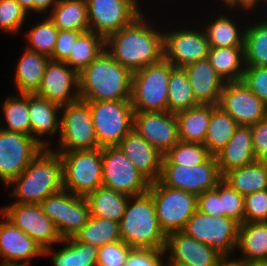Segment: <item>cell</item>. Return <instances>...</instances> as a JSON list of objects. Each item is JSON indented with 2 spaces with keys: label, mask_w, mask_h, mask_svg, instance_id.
Masks as SVG:
<instances>
[{
  "label": "cell",
  "mask_w": 267,
  "mask_h": 266,
  "mask_svg": "<svg viewBox=\"0 0 267 266\" xmlns=\"http://www.w3.org/2000/svg\"><path fill=\"white\" fill-rule=\"evenodd\" d=\"M147 16L140 15L132 24L105 39V50L134 73L164 58V29L153 28Z\"/></svg>",
  "instance_id": "6da1fadb"
},
{
  "label": "cell",
  "mask_w": 267,
  "mask_h": 266,
  "mask_svg": "<svg viewBox=\"0 0 267 266\" xmlns=\"http://www.w3.org/2000/svg\"><path fill=\"white\" fill-rule=\"evenodd\" d=\"M132 73L106 51L79 73L83 101L131 100Z\"/></svg>",
  "instance_id": "7a4b0ae2"
},
{
  "label": "cell",
  "mask_w": 267,
  "mask_h": 266,
  "mask_svg": "<svg viewBox=\"0 0 267 266\" xmlns=\"http://www.w3.org/2000/svg\"><path fill=\"white\" fill-rule=\"evenodd\" d=\"M9 186H14L13 203L40 204L46 197L63 189L62 161L51 148L43 150Z\"/></svg>",
  "instance_id": "3957f363"
},
{
  "label": "cell",
  "mask_w": 267,
  "mask_h": 266,
  "mask_svg": "<svg viewBox=\"0 0 267 266\" xmlns=\"http://www.w3.org/2000/svg\"><path fill=\"white\" fill-rule=\"evenodd\" d=\"M119 229L121 241L131 248L158 250L165 247L166 235L159 226L155 204L148 191L129 198Z\"/></svg>",
  "instance_id": "277c9868"
},
{
  "label": "cell",
  "mask_w": 267,
  "mask_h": 266,
  "mask_svg": "<svg viewBox=\"0 0 267 266\" xmlns=\"http://www.w3.org/2000/svg\"><path fill=\"white\" fill-rule=\"evenodd\" d=\"M171 63L164 58L132 73L131 104L134 112L168 111Z\"/></svg>",
  "instance_id": "5b68a950"
},
{
  "label": "cell",
  "mask_w": 267,
  "mask_h": 266,
  "mask_svg": "<svg viewBox=\"0 0 267 266\" xmlns=\"http://www.w3.org/2000/svg\"><path fill=\"white\" fill-rule=\"evenodd\" d=\"M55 152L62 161L63 189L86 197L102 186V148Z\"/></svg>",
  "instance_id": "8992f818"
},
{
  "label": "cell",
  "mask_w": 267,
  "mask_h": 266,
  "mask_svg": "<svg viewBox=\"0 0 267 266\" xmlns=\"http://www.w3.org/2000/svg\"><path fill=\"white\" fill-rule=\"evenodd\" d=\"M148 192L154 201L158 223L164 234L183 231L197 210V196L164 186L159 181L150 182Z\"/></svg>",
  "instance_id": "52a82bcc"
},
{
  "label": "cell",
  "mask_w": 267,
  "mask_h": 266,
  "mask_svg": "<svg viewBox=\"0 0 267 266\" xmlns=\"http://www.w3.org/2000/svg\"><path fill=\"white\" fill-rule=\"evenodd\" d=\"M87 102L100 148L117 146L133 129L131 100Z\"/></svg>",
  "instance_id": "ba28073f"
},
{
  "label": "cell",
  "mask_w": 267,
  "mask_h": 266,
  "mask_svg": "<svg viewBox=\"0 0 267 266\" xmlns=\"http://www.w3.org/2000/svg\"><path fill=\"white\" fill-rule=\"evenodd\" d=\"M63 111V112H62ZM60 143L54 151L92 150L100 148L89 103L81 99L61 106Z\"/></svg>",
  "instance_id": "9c48e42d"
},
{
  "label": "cell",
  "mask_w": 267,
  "mask_h": 266,
  "mask_svg": "<svg viewBox=\"0 0 267 266\" xmlns=\"http://www.w3.org/2000/svg\"><path fill=\"white\" fill-rule=\"evenodd\" d=\"M239 225L232 218L213 217L196 210L182 232L209 245L224 258H231V253L236 252Z\"/></svg>",
  "instance_id": "30bf717a"
},
{
  "label": "cell",
  "mask_w": 267,
  "mask_h": 266,
  "mask_svg": "<svg viewBox=\"0 0 267 266\" xmlns=\"http://www.w3.org/2000/svg\"><path fill=\"white\" fill-rule=\"evenodd\" d=\"M102 186L131 197L146 193L150 181L118 146H107L102 147Z\"/></svg>",
  "instance_id": "8fae6325"
},
{
  "label": "cell",
  "mask_w": 267,
  "mask_h": 266,
  "mask_svg": "<svg viewBox=\"0 0 267 266\" xmlns=\"http://www.w3.org/2000/svg\"><path fill=\"white\" fill-rule=\"evenodd\" d=\"M217 159L211 156L206 162L186 167L179 164H162L159 182L167 187L192 193L196 196L214 189L222 180Z\"/></svg>",
  "instance_id": "7c38bea8"
},
{
  "label": "cell",
  "mask_w": 267,
  "mask_h": 266,
  "mask_svg": "<svg viewBox=\"0 0 267 266\" xmlns=\"http://www.w3.org/2000/svg\"><path fill=\"white\" fill-rule=\"evenodd\" d=\"M90 31L106 39L144 14L138 0H86Z\"/></svg>",
  "instance_id": "4fadbf2b"
},
{
  "label": "cell",
  "mask_w": 267,
  "mask_h": 266,
  "mask_svg": "<svg viewBox=\"0 0 267 266\" xmlns=\"http://www.w3.org/2000/svg\"><path fill=\"white\" fill-rule=\"evenodd\" d=\"M42 150L31 136L0 128V180L8 185Z\"/></svg>",
  "instance_id": "5bb4252c"
},
{
  "label": "cell",
  "mask_w": 267,
  "mask_h": 266,
  "mask_svg": "<svg viewBox=\"0 0 267 266\" xmlns=\"http://www.w3.org/2000/svg\"><path fill=\"white\" fill-rule=\"evenodd\" d=\"M1 209L0 213L7 220L36 241L43 250L61 243L62 238L54 223L43 213L40 204L13 203Z\"/></svg>",
  "instance_id": "9a60e30c"
},
{
  "label": "cell",
  "mask_w": 267,
  "mask_h": 266,
  "mask_svg": "<svg viewBox=\"0 0 267 266\" xmlns=\"http://www.w3.org/2000/svg\"><path fill=\"white\" fill-rule=\"evenodd\" d=\"M184 27L185 29L177 28L172 32L164 30V59L174 67L184 68L208 58L210 45L204 28L193 30Z\"/></svg>",
  "instance_id": "2e32d148"
},
{
  "label": "cell",
  "mask_w": 267,
  "mask_h": 266,
  "mask_svg": "<svg viewBox=\"0 0 267 266\" xmlns=\"http://www.w3.org/2000/svg\"><path fill=\"white\" fill-rule=\"evenodd\" d=\"M238 125H253L267 116V105L243 81L225 83L218 105Z\"/></svg>",
  "instance_id": "e0dca14e"
},
{
  "label": "cell",
  "mask_w": 267,
  "mask_h": 266,
  "mask_svg": "<svg viewBox=\"0 0 267 266\" xmlns=\"http://www.w3.org/2000/svg\"><path fill=\"white\" fill-rule=\"evenodd\" d=\"M133 129L163 155L179 141L178 120L169 111L134 112Z\"/></svg>",
  "instance_id": "ac0fdd59"
},
{
  "label": "cell",
  "mask_w": 267,
  "mask_h": 266,
  "mask_svg": "<svg viewBox=\"0 0 267 266\" xmlns=\"http://www.w3.org/2000/svg\"><path fill=\"white\" fill-rule=\"evenodd\" d=\"M37 96L60 106L80 99L79 73L67 63L49 60Z\"/></svg>",
  "instance_id": "d6986e66"
},
{
  "label": "cell",
  "mask_w": 267,
  "mask_h": 266,
  "mask_svg": "<svg viewBox=\"0 0 267 266\" xmlns=\"http://www.w3.org/2000/svg\"><path fill=\"white\" fill-rule=\"evenodd\" d=\"M164 252L168 262H177L186 266H218L224 257L215 249L184 232L166 235Z\"/></svg>",
  "instance_id": "ffe728a7"
},
{
  "label": "cell",
  "mask_w": 267,
  "mask_h": 266,
  "mask_svg": "<svg viewBox=\"0 0 267 266\" xmlns=\"http://www.w3.org/2000/svg\"><path fill=\"white\" fill-rule=\"evenodd\" d=\"M3 217L0 221V265L31 266L30 260L43 257L44 250L26 233Z\"/></svg>",
  "instance_id": "44dd1931"
},
{
  "label": "cell",
  "mask_w": 267,
  "mask_h": 266,
  "mask_svg": "<svg viewBox=\"0 0 267 266\" xmlns=\"http://www.w3.org/2000/svg\"><path fill=\"white\" fill-rule=\"evenodd\" d=\"M117 146L150 182L159 180L164 155L134 129Z\"/></svg>",
  "instance_id": "7402d4cb"
},
{
  "label": "cell",
  "mask_w": 267,
  "mask_h": 266,
  "mask_svg": "<svg viewBox=\"0 0 267 266\" xmlns=\"http://www.w3.org/2000/svg\"><path fill=\"white\" fill-rule=\"evenodd\" d=\"M28 109L31 137L43 148H51V142L45 141L44 136H60L61 106L36 94H28Z\"/></svg>",
  "instance_id": "603a6c76"
},
{
  "label": "cell",
  "mask_w": 267,
  "mask_h": 266,
  "mask_svg": "<svg viewBox=\"0 0 267 266\" xmlns=\"http://www.w3.org/2000/svg\"><path fill=\"white\" fill-rule=\"evenodd\" d=\"M184 69L195 100L202 105H218L225 82L211 66L209 59L199 60Z\"/></svg>",
  "instance_id": "cb8c5ba5"
},
{
  "label": "cell",
  "mask_w": 267,
  "mask_h": 266,
  "mask_svg": "<svg viewBox=\"0 0 267 266\" xmlns=\"http://www.w3.org/2000/svg\"><path fill=\"white\" fill-rule=\"evenodd\" d=\"M222 177L256 161L250 125H238L229 142L215 155Z\"/></svg>",
  "instance_id": "d4e9b609"
},
{
  "label": "cell",
  "mask_w": 267,
  "mask_h": 266,
  "mask_svg": "<svg viewBox=\"0 0 267 266\" xmlns=\"http://www.w3.org/2000/svg\"><path fill=\"white\" fill-rule=\"evenodd\" d=\"M236 260L246 264L267 263V222H243L239 225ZM243 256V257H242Z\"/></svg>",
  "instance_id": "484cf974"
},
{
  "label": "cell",
  "mask_w": 267,
  "mask_h": 266,
  "mask_svg": "<svg viewBox=\"0 0 267 266\" xmlns=\"http://www.w3.org/2000/svg\"><path fill=\"white\" fill-rule=\"evenodd\" d=\"M49 60L46 55L24 49L13 77L19 94H35L39 90Z\"/></svg>",
  "instance_id": "4316f807"
},
{
  "label": "cell",
  "mask_w": 267,
  "mask_h": 266,
  "mask_svg": "<svg viewBox=\"0 0 267 266\" xmlns=\"http://www.w3.org/2000/svg\"><path fill=\"white\" fill-rule=\"evenodd\" d=\"M63 243L59 250L54 251L53 247L44 250V256H52L51 266H97V246L81 243L74 237L62 239L60 244Z\"/></svg>",
  "instance_id": "83f0119b"
},
{
  "label": "cell",
  "mask_w": 267,
  "mask_h": 266,
  "mask_svg": "<svg viewBox=\"0 0 267 266\" xmlns=\"http://www.w3.org/2000/svg\"><path fill=\"white\" fill-rule=\"evenodd\" d=\"M232 189L247 195L267 189V161L256 160L227 172L223 178Z\"/></svg>",
  "instance_id": "f1b7e54d"
},
{
  "label": "cell",
  "mask_w": 267,
  "mask_h": 266,
  "mask_svg": "<svg viewBox=\"0 0 267 266\" xmlns=\"http://www.w3.org/2000/svg\"><path fill=\"white\" fill-rule=\"evenodd\" d=\"M130 196L104 186L98 187L85 199L89 205L90 216L120 222Z\"/></svg>",
  "instance_id": "f546056e"
},
{
  "label": "cell",
  "mask_w": 267,
  "mask_h": 266,
  "mask_svg": "<svg viewBox=\"0 0 267 266\" xmlns=\"http://www.w3.org/2000/svg\"><path fill=\"white\" fill-rule=\"evenodd\" d=\"M208 59L225 83L242 81L245 70L244 46L210 47Z\"/></svg>",
  "instance_id": "4dcf8cb0"
},
{
  "label": "cell",
  "mask_w": 267,
  "mask_h": 266,
  "mask_svg": "<svg viewBox=\"0 0 267 266\" xmlns=\"http://www.w3.org/2000/svg\"><path fill=\"white\" fill-rule=\"evenodd\" d=\"M47 15L59 30H90L86 0H58Z\"/></svg>",
  "instance_id": "1f68e13d"
},
{
  "label": "cell",
  "mask_w": 267,
  "mask_h": 266,
  "mask_svg": "<svg viewBox=\"0 0 267 266\" xmlns=\"http://www.w3.org/2000/svg\"><path fill=\"white\" fill-rule=\"evenodd\" d=\"M176 117L180 141L204 144L211 117V105L200 104L176 113Z\"/></svg>",
  "instance_id": "d6a6232c"
},
{
  "label": "cell",
  "mask_w": 267,
  "mask_h": 266,
  "mask_svg": "<svg viewBox=\"0 0 267 266\" xmlns=\"http://www.w3.org/2000/svg\"><path fill=\"white\" fill-rule=\"evenodd\" d=\"M238 123L217 105H211V117L204 140L208 152L215 156L232 138Z\"/></svg>",
  "instance_id": "836d02e7"
},
{
  "label": "cell",
  "mask_w": 267,
  "mask_h": 266,
  "mask_svg": "<svg viewBox=\"0 0 267 266\" xmlns=\"http://www.w3.org/2000/svg\"><path fill=\"white\" fill-rule=\"evenodd\" d=\"M230 17H227V14H219L217 18L205 25L204 31L210 47L244 46V27L238 26L237 21Z\"/></svg>",
  "instance_id": "e575fe53"
},
{
  "label": "cell",
  "mask_w": 267,
  "mask_h": 266,
  "mask_svg": "<svg viewBox=\"0 0 267 266\" xmlns=\"http://www.w3.org/2000/svg\"><path fill=\"white\" fill-rule=\"evenodd\" d=\"M198 105L200 104L195 100L186 70L171 64L168 82V111L176 114Z\"/></svg>",
  "instance_id": "d590c367"
},
{
  "label": "cell",
  "mask_w": 267,
  "mask_h": 266,
  "mask_svg": "<svg viewBox=\"0 0 267 266\" xmlns=\"http://www.w3.org/2000/svg\"><path fill=\"white\" fill-rule=\"evenodd\" d=\"M256 22V23H255ZM246 23L244 35L245 66H267V20Z\"/></svg>",
  "instance_id": "8d00e7d4"
},
{
  "label": "cell",
  "mask_w": 267,
  "mask_h": 266,
  "mask_svg": "<svg viewBox=\"0 0 267 266\" xmlns=\"http://www.w3.org/2000/svg\"><path fill=\"white\" fill-rule=\"evenodd\" d=\"M74 238L81 243L100 248L106 244L121 241L119 223L90 216L87 223L74 235Z\"/></svg>",
  "instance_id": "74e56055"
},
{
  "label": "cell",
  "mask_w": 267,
  "mask_h": 266,
  "mask_svg": "<svg viewBox=\"0 0 267 266\" xmlns=\"http://www.w3.org/2000/svg\"><path fill=\"white\" fill-rule=\"evenodd\" d=\"M2 110L6 123L4 125L0 122L1 129L31 136L28 94H16L6 97L2 105Z\"/></svg>",
  "instance_id": "f35d334b"
},
{
  "label": "cell",
  "mask_w": 267,
  "mask_h": 266,
  "mask_svg": "<svg viewBox=\"0 0 267 266\" xmlns=\"http://www.w3.org/2000/svg\"><path fill=\"white\" fill-rule=\"evenodd\" d=\"M104 50L105 39L89 30L78 37L74 44L73 53L70 54L65 63L80 73Z\"/></svg>",
  "instance_id": "ab89813d"
},
{
  "label": "cell",
  "mask_w": 267,
  "mask_h": 266,
  "mask_svg": "<svg viewBox=\"0 0 267 266\" xmlns=\"http://www.w3.org/2000/svg\"><path fill=\"white\" fill-rule=\"evenodd\" d=\"M90 217L89 205L85 197L72 194L63 203L61 218V238L74 237Z\"/></svg>",
  "instance_id": "60d3db41"
},
{
  "label": "cell",
  "mask_w": 267,
  "mask_h": 266,
  "mask_svg": "<svg viewBox=\"0 0 267 266\" xmlns=\"http://www.w3.org/2000/svg\"><path fill=\"white\" fill-rule=\"evenodd\" d=\"M58 33L59 29L47 16L25 33L28 41L27 43L29 44H27L26 49L46 55L50 58L53 55Z\"/></svg>",
  "instance_id": "b9f144b4"
},
{
  "label": "cell",
  "mask_w": 267,
  "mask_h": 266,
  "mask_svg": "<svg viewBox=\"0 0 267 266\" xmlns=\"http://www.w3.org/2000/svg\"><path fill=\"white\" fill-rule=\"evenodd\" d=\"M212 155L204 144L178 141L163 157L162 164L196 166L206 162Z\"/></svg>",
  "instance_id": "7bdbcfd3"
},
{
  "label": "cell",
  "mask_w": 267,
  "mask_h": 266,
  "mask_svg": "<svg viewBox=\"0 0 267 266\" xmlns=\"http://www.w3.org/2000/svg\"><path fill=\"white\" fill-rule=\"evenodd\" d=\"M29 15L16 0H0V29L7 34H17L22 30Z\"/></svg>",
  "instance_id": "ee69618b"
},
{
  "label": "cell",
  "mask_w": 267,
  "mask_h": 266,
  "mask_svg": "<svg viewBox=\"0 0 267 266\" xmlns=\"http://www.w3.org/2000/svg\"><path fill=\"white\" fill-rule=\"evenodd\" d=\"M221 199L224 216L243 223L244 218V195L232 189L225 181L221 180L214 188Z\"/></svg>",
  "instance_id": "f6af8a7d"
},
{
  "label": "cell",
  "mask_w": 267,
  "mask_h": 266,
  "mask_svg": "<svg viewBox=\"0 0 267 266\" xmlns=\"http://www.w3.org/2000/svg\"><path fill=\"white\" fill-rule=\"evenodd\" d=\"M243 222H267V189L244 196Z\"/></svg>",
  "instance_id": "bcb514c9"
},
{
  "label": "cell",
  "mask_w": 267,
  "mask_h": 266,
  "mask_svg": "<svg viewBox=\"0 0 267 266\" xmlns=\"http://www.w3.org/2000/svg\"><path fill=\"white\" fill-rule=\"evenodd\" d=\"M242 81L267 105V66H245Z\"/></svg>",
  "instance_id": "7dc6e473"
},
{
  "label": "cell",
  "mask_w": 267,
  "mask_h": 266,
  "mask_svg": "<svg viewBox=\"0 0 267 266\" xmlns=\"http://www.w3.org/2000/svg\"><path fill=\"white\" fill-rule=\"evenodd\" d=\"M130 250L123 241L106 244L99 248L97 266H124Z\"/></svg>",
  "instance_id": "c3c4849f"
},
{
  "label": "cell",
  "mask_w": 267,
  "mask_h": 266,
  "mask_svg": "<svg viewBox=\"0 0 267 266\" xmlns=\"http://www.w3.org/2000/svg\"><path fill=\"white\" fill-rule=\"evenodd\" d=\"M72 195L65 189L46 197L40 206L43 213L54 223L58 234L61 237V218L63 212V203Z\"/></svg>",
  "instance_id": "681fc988"
},
{
  "label": "cell",
  "mask_w": 267,
  "mask_h": 266,
  "mask_svg": "<svg viewBox=\"0 0 267 266\" xmlns=\"http://www.w3.org/2000/svg\"><path fill=\"white\" fill-rule=\"evenodd\" d=\"M164 249L131 248L124 266H165Z\"/></svg>",
  "instance_id": "f907efd6"
},
{
  "label": "cell",
  "mask_w": 267,
  "mask_h": 266,
  "mask_svg": "<svg viewBox=\"0 0 267 266\" xmlns=\"http://www.w3.org/2000/svg\"><path fill=\"white\" fill-rule=\"evenodd\" d=\"M83 32L74 30H59L51 60L65 62L73 53L74 44Z\"/></svg>",
  "instance_id": "816d5d0a"
},
{
  "label": "cell",
  "mask_w": 267,
  "mask_h": 266,
  "mask_svg": "<svg viewBox=\"0 0 267 266\" xmlns=\"http://www.w3.org/2000/svg\"><path fill=\"white\" fill-rule=\"evenodd\" d=\"M252 144L257 160L267 161V116L251 125Z\"/></svg>",
  "instance_id": "f5cc1de1"
},
{
  "label": "cell",
  "mask_w": 267,
  "mask_h": 266,
  "mask_svg": "<svg viewBox=\"0 0 267 266\" xmlns=\"http://www.w3.org/2000/svg\"><path fill=\"white\" fill-rule=\"evenodd\" d=\"M197 210L213 217L224 216L221 199L215 189L204 191L197 196Z\"/></svg>",
  "instance_id": "db71d44e"
},
{
  "label": "cell",
  "mask_w": 267,
  "mask_h": 266,
  "mask_svg": "<svg viewBox=\"0 0 267 266\" xmlns=\"http://www.w3.org/2000/svg\"><path fill=\"white\" fill-rule=\"evenodd\" d=\"M222 3L224 7H227L226 9L230 8L231 11L236 10L235 8L237 7L238 10L239 8L240 10L242 8V11L245 10V12L248 10L252 12L253 10L251 9H255L256 7H258V5H260L258 4L259 0H223Z\"/></svg>",
  "instance_id": "11a10c76"
},
{
  "label": "cell",
  "mask_w": 267,
  "mask_h": 266,
  "mask_svg": "<svg viewBox=\"0 0 267 266\" xmlns=\"http://www.w3.org/2000/svg\"><path fill=\"white\" fill-rule=\"evenodd\" d=\"M58 0H34V12L38 14H49ZM50 9V10H49Z\"/></svg>",
  "instance_id": "9f6ffc18"
},
{
  "label": "cell",
  "mask_w": 267,
  "mask_h": 266,
  "mask_svg": "<svg viewBox=\"0 0 267 266\" xmlns=\"http://www.w3.org/2000/svg\"><path fill=\"white\" fill-rule=\"evenodd\" d=\"M218 266H247V264L245 262L238 261L233 257L224 258Z\"/></svg>",
  "instance_id": "6f0895ef"
},
{
  "label": "cell",
  "mask_w": 267,
  "mask_h": 266,
  "mask_svg": "<svg viewBox=\"0 0 267 266\" xmlns=\"http://www.w3.org/2000/svg\"><path fill=\"white\" fill-rule=\"evenodd\" d=\"M25 11L30 14L34 12V0H16Z\"/></svg>",
  "instance_id": "680465c9"
},
{
  "label": "cell",
  "mask_w": 267,
  "mask_h": 266,
  "mask_svg": "<svg viewBox=\"0 0 267 266\" xmlns=\"http://www.w3.org/2000/svg\"><path fill=\"white\" fill-rule=\"evenodd\" d=\"M165 266H186V265H182L180 263L177 262H165Z\"/></svg>",
  "instance_id": "91938a15"
},
{
  "label": "cell",
  "mask_w": 267,
  "mask_h": 266,
  "mask_svg": "<svg viewBox=\"0 0 267 266\" xmlns=\"http://www.w3.org/2000/svg\"><path fill=\"white\" fill-rule=\"evenodd\" d=\"M247 266H267V263L247 264Z\"/></svg>",
  "instance_id": "94428289"
},
{
  "label": "cell",
  "mask_w": 267,
  "mask_h": 266,
  "mask_svg": "<svg viewBox=\"0 0 267 266\" xmlns=\"http://www.w3.org/2000/svg\"><path fill=\"white\" fill-rule=\"evenodd\" d=\"M261 1V2H260ZM259 3H263L264 5L267 6V0H259Z\"/></svg>",
  "instance_id": "6125c7cd"
},
{
  "label": "cell",
  "mask_w": 267,
  "mask_h": 266,
  "mask_svg": "<svg viewBox=\"0 0 267 266\" xmlns=\"http://www.w3.org/2000/svg\"><path fill=\"white\" fill-rule=\"evenodd\" d=\"M266 7H267V6H265L264 8H266ZM266 11H267V8H266ZM266 13H267V12H266ZM266 13H265V15H267ZM265 15H264V17H265V19L267 20V16H265Z\"/></svg>",
  "instance_id": "be15d7a7"
}]
</instances>
